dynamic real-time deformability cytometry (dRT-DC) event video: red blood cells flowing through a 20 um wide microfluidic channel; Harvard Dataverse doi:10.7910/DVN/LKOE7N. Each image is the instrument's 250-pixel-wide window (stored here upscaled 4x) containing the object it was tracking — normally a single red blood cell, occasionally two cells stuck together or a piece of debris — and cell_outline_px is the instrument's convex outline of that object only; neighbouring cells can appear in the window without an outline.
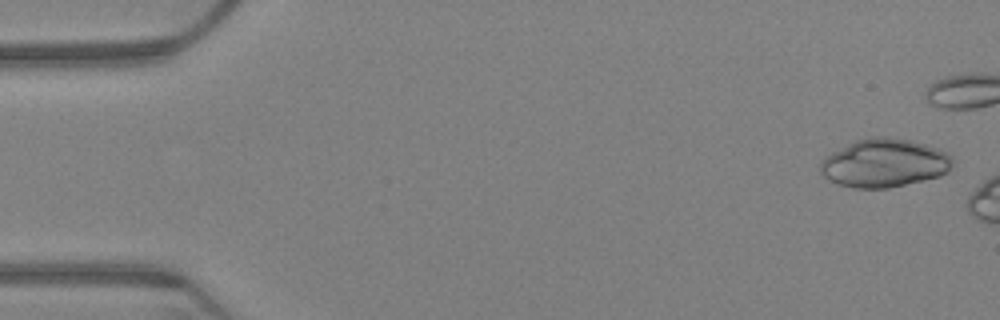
{"species": "Egyptian fruit bat (a non-hibernating species)", "species_latin": "Rousettus aegyptiacus", "temperature_condition": "warm", "stored_images_in_passage": 9, "camera_frame_rate_fps": 3000, "um_per_image_px": 0.085, "animal": {"sex": "female"}, "frame": {"image": 1, "passage_image": 2, "time_ms": 0.333, "image_size_px": [1000, 320], "cell_outline_px": [[952, 164], [948, 172], [940, 176], [924, 180], [888, 188], [852, 188], [840, 184], [824, 176], [820, 172], [820, 164], [832, 152], [856, 140], [872, 136], [888, 136], [912, 140], [948, 152], [952, 156]], "centroid_in_image_um": [75.21, 13.85], "position_along_channel_um": 9.8, "area_um2": 37.17}}